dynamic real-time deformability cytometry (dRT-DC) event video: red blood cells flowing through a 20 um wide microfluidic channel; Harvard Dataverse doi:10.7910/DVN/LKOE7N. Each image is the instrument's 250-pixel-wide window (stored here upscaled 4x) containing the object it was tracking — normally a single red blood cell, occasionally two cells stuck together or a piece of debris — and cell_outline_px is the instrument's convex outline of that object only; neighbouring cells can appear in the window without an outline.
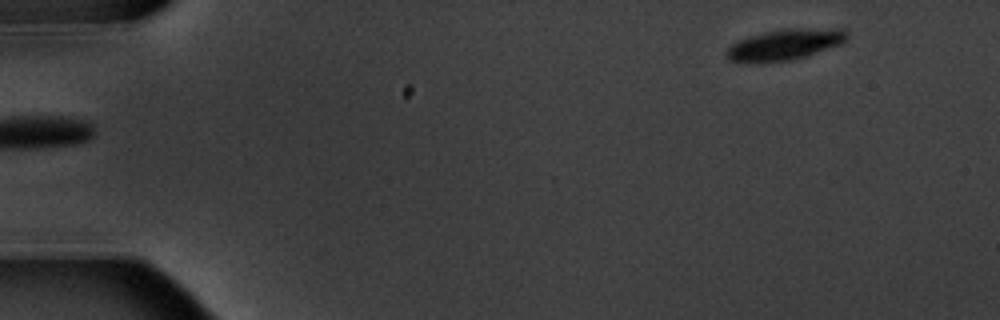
{"species": "common noctule bat (a hibernating species)", "species_latin": "Nyctalus noctula", "temperature_condition": "warm", "stored_images_in_passage": 5, "camera_frame_rate_fps": 3000, "um_per_image_px": 0.085, "animal": {"sex": "male", "body_mass_g": 20.1, "forearm_length_mm": 53.5}, "frame": {"image": 1, "passage_image": 1, "time_ms": 0.0, "image_size_px": [1000, 320], "cell_outline_px": [[848, 36], [840, 44], [792, 60], [732, 60], [728, 56], [728, 48], [732, 44], [740, 40], [764, 32], [784, 28], [844, 28], [848, 32]], "centroid_in_image_um": [66.84, 3.72], "position_along_channel_um": 18.2, "area_um2": 20.69}}
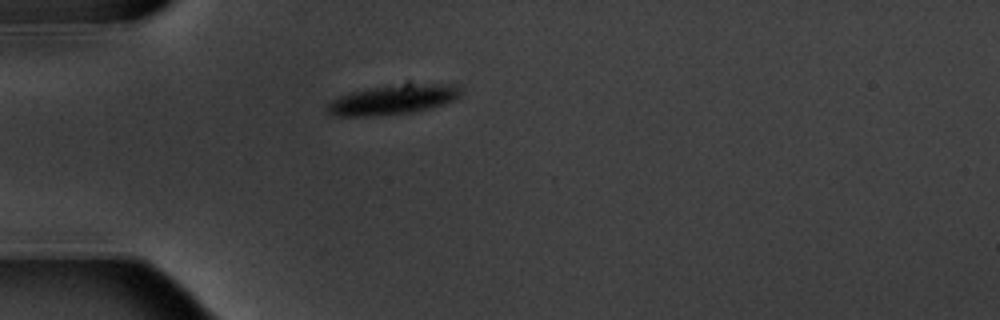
{"frame": {"image": 2, "passage_image": 4, "time_ms": 3.667, "image_size_px": [1000, 320], "cell_outline_px": [[464, 88], [460, 96], [444, 104], [432, 108], [416, 112], [372, 116], [332, 116], [324, 108], [332, 100], [348, 92], [404, 80], [408, 80], [452, 84]], "centroid_in_image_um": [33.47, 8.4], "position_along_channel_um": 51.5, "area_um2": 24.62}}